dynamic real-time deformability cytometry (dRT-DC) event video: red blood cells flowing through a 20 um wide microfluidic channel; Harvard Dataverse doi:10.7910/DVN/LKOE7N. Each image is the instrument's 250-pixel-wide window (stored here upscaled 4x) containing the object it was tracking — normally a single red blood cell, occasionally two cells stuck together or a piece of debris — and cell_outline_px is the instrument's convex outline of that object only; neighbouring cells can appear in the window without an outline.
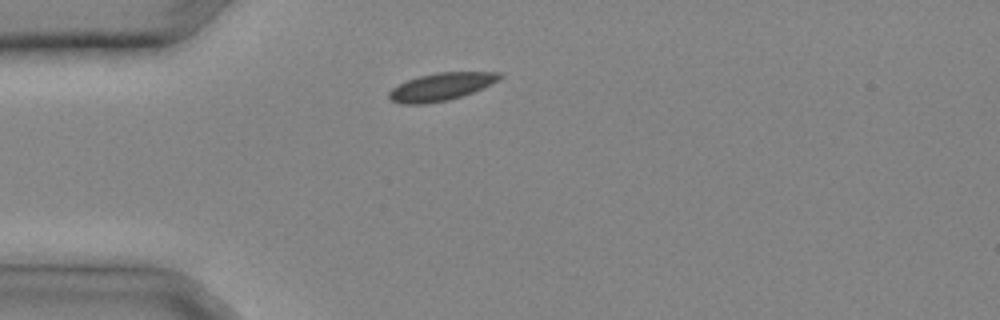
{"species": "common noctule bat (a hibernating species)", "species_latin": "Nyctalus noctula", "temperature_condition": "cold", "stored_images_in_passage": 21, "camera_frame_rate_fps": 3000, "um_per_image_px": 0.085, "animal": {"sex": "male", "body_mass_g": 20.4}, "frame": {"image": 1, "passage_image": 1, "time_ms": 0.0, "image_size_px": [1000, 320], "cell_outline_px": [[504, 76], [472, 92], [448, 100], [424, 104], [400, 104], [392, 100], [388, 96], [388, 92], [392, 88], [416, 76], [436, 72], [504, 72]], "centroid_in_image_um": [37.45, 7.36], "position_along_channel_um": 47.6, "area_um2": 17.63}}
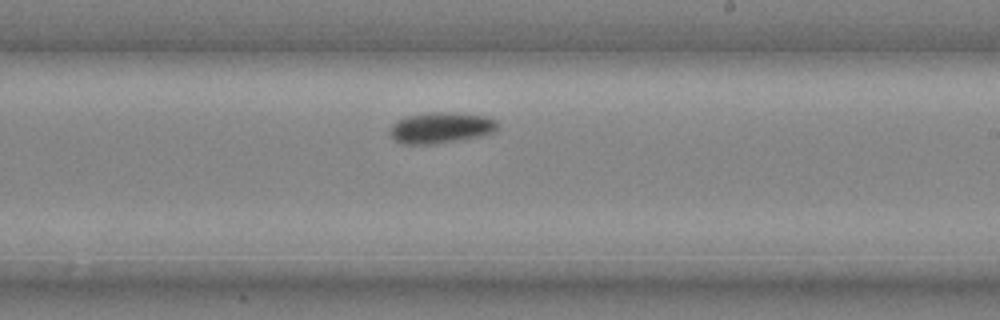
{"frame": {"image": 2, "passage_image": 12, "time_ms": 3.667, "image_size_px": [1000, 320], "cell_outline_px": [[500, 124], [496, 132], [480, 136], [436, 144], [400, 144], [392, 136], [392, 124], [396, 120], [404, 116], [428, 112], [448, 112], [488, 116], [496, 120]], "centroid_in_image_um": [37.52, 10.85], "position_along_channel_um": 251.5, "area_um2": 19.65}}
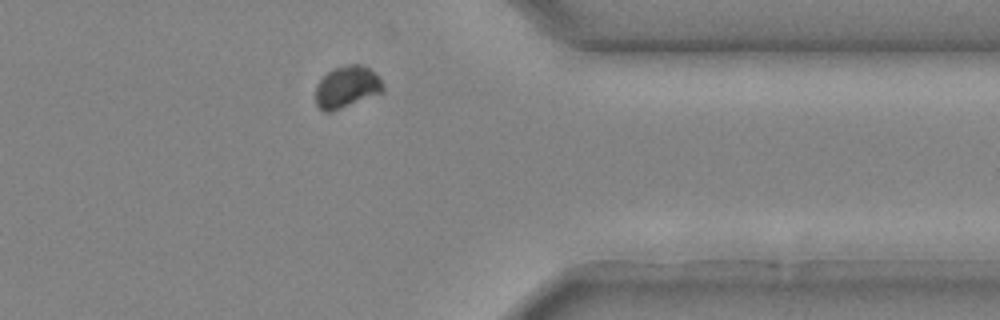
{"frame": {"image": 3, "passage_image": 19, "time_ms": 6.0, "image_size_px": [1000, 320], "cell_outline_px": [[384, 92], [332, 112], [324, 112], [316, 104], [316, 84], [332, 68], [348, 64], [360, 64], [368, 68], [380, 80], [384, 88]], "centroid_in_image_um": [29.46, 7.4], "position_along_channel_um": 381.9, "area_um2": 16.42}}